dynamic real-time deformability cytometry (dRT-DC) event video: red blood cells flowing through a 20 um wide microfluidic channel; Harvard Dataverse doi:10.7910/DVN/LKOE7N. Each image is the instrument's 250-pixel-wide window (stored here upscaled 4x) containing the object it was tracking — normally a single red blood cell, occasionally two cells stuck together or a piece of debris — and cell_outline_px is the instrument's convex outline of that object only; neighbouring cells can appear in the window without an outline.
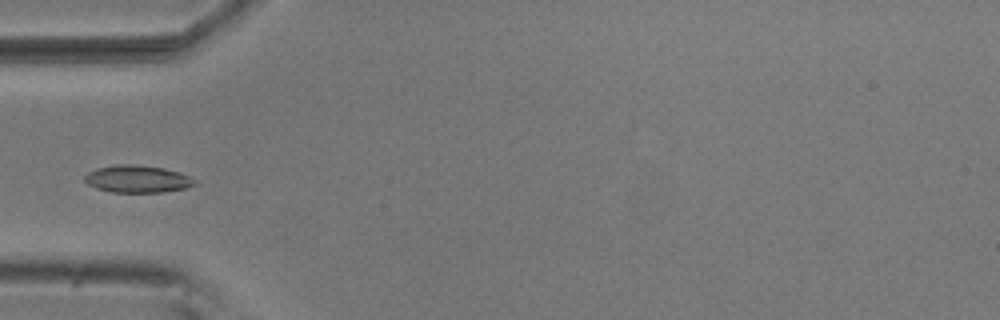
{"species": "common noctule bat (a hibernating species)", "species_latin": "Nyctalus noctula", "temperature_condition": "room temperature", "stored_images_in_passage": 5, "camera_frame_rate_fps": 3000, "um_per_image_px": 0.085, "animal": {"sex": "male", "body_mass_g": 20.5, "forearm_length_mm": 52.5}, "frame": {"image": 1, "passage_image": 5, "time_ms": 1.333, "image_size_px": [1000, 320], "cell_outline_px": [[196, 184], [184, 188], [160, 192], [112, 192], [96, 188], [88, 184], [84, 180], [84, 176], [88, 172], [96, 168], [116, 164], [128, 164], [164, 168], [188, 176], [196, 180]], "centroid_in_image_um": [11.63, 15.21], "position_along_channel_um": 73.4, "area_um2": 17.28}}